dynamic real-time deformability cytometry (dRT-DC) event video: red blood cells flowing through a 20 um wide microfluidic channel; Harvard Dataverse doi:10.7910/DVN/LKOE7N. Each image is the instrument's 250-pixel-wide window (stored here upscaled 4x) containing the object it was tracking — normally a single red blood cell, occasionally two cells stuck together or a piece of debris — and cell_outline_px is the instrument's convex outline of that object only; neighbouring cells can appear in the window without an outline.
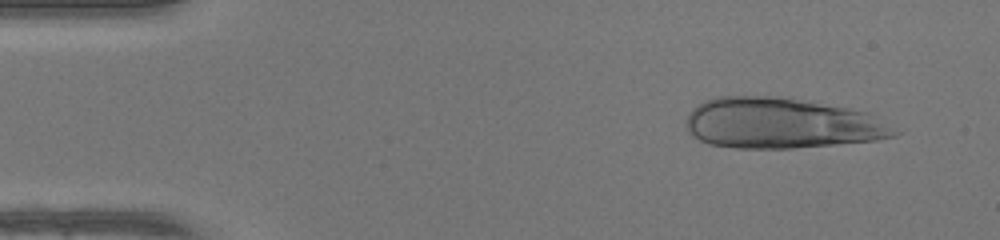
{"species": "human", "species_latin": "Homo sapiens", "temperature_condition": "warm", "stored_images_in_passage": 47, "camera_frame_rate_fps": 3000, "um_per_image_px": 0.085, "donor": {"sex": "female"}, "frame": {"image": 1, "passage_image": 4, "time_ms": 1.0, "image_size_px": [1000, 240], "cell_outline_px": [[900, 132], [896, 136], [876, 140], [792, 148], [736, 148], [708, 144], [692, 136], [688, 132], [684, 124], [688, 112], [692, 108], [704, 100], [716, 96], [792, 96], [872, 112]], "centroid_in_image_um": [66.43, 10.45], "position_along_channel_um": 18.6, "area_um2": 62.77}}
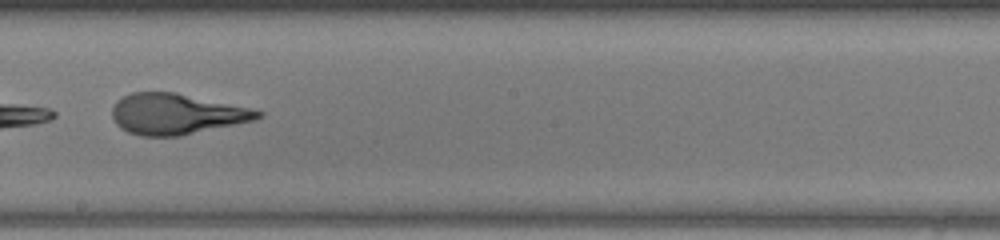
{"frame": {"image": 2, "passage_image": 27, "time_ms": 8.667, "image_size_px": [1000, 240], "cell_outline_px": [[264, 116], [256, 120], [180, 136], [140, 136], [128, 132], [120, 128], [116, 124], [112, 116], [112, 108], [116, 100], [132, 92], [176, 92], [248, 108], [264, 112]], "centroid_in_image_um": [14.97, 9.7], "position_along_channel_um": 233.2, "area_um2": 34.56}}
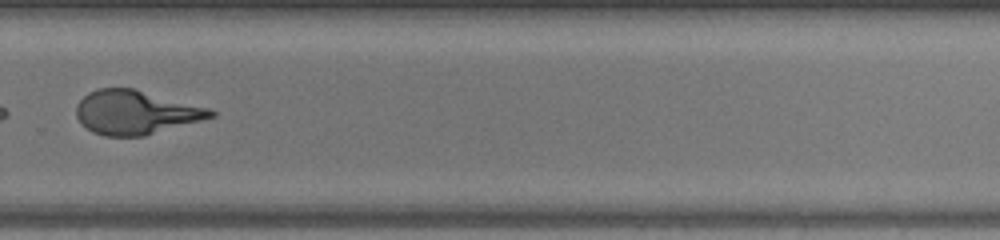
{"frame": {"image": 3, "passage_image": 33, "time_ms": 10.667, "image_size_px": [1000, 240], "cell_outline_px": [[216, 116], [144, 136], [104, 136], [92, 132], [80, 124], [76, 116], [76, 104], [88, 92], [100, 88], [132, 88], [212, 108], [216, 112]], "centroid_in_image_um": [11.52, 9.55], "position_along_channel_um": 318.3, "area_um2": 34.56}, "authors_computed_cell_mechanics": {"area_um2": 37.3966, "velocity_mm_per_s": 4.2467, "shape_relaxation_time_tau1_ms": 2.5423, "shape_relaxation_time_tau2_ms": 1.023, "deformation_change_tau1": 0.3754, "deformation_change_tau2": 0.1019}}